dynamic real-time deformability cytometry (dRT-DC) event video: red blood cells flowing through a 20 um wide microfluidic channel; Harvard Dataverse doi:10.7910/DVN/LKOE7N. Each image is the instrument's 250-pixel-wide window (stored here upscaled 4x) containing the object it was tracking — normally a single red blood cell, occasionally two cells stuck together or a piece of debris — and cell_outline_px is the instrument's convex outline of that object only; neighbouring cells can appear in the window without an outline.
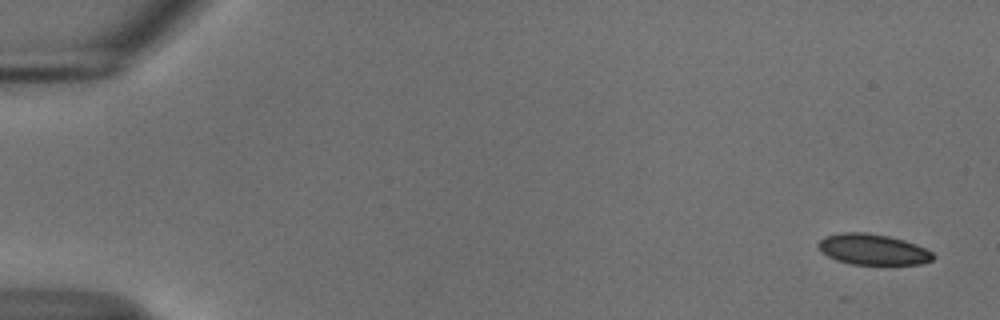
{"species": "common noctule bat (a hibernating species)", "species_latin": "Nyctalus noctula", "temperature_condition": "cold", "stored_images_in_passage": 9, "camera_frame_rate_fps": 3000, "um_per_image_px": 0.085, "animal": {"sex": "male", "body_mass_g": 18.8}, "frame": {"image": 1, "passage_image": 1, "time_ms": 0.0, "image_size_px": [1000, 320], "cell_outline_px": [[936, 256], [932, 260], [920, 264], [848, 264], [836, 260], [828, 256], [816, 244], [824, 236], [840, 232], [864, 232], [888, 236], [904, 240], [916, 244], [932, 252]], "centroid_in_image_um": [74.19, 21.19], "position_along_channel_um": 10.8, "area_um2": 20.58}}